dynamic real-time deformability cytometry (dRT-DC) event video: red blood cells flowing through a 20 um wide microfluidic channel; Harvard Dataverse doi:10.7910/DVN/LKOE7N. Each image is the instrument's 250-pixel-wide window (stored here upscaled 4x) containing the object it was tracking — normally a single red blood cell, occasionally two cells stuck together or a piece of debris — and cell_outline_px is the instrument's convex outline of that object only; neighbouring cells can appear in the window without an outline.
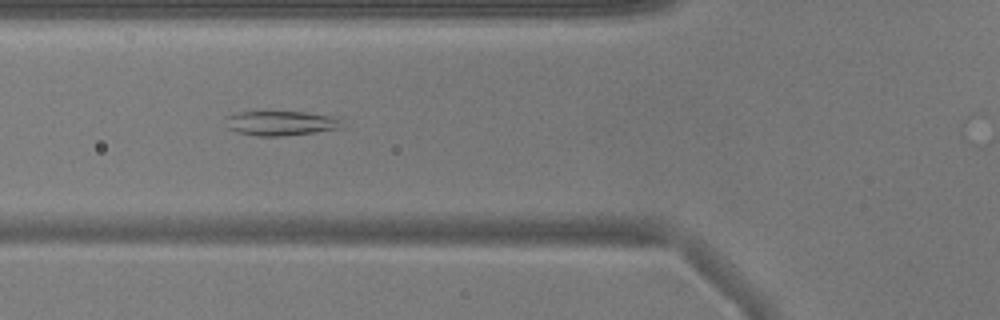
{"species": "common noctule bat (a hibernating species)", "species_latin": "Nyctalus noctula", "temperature_condition": "warm", "stored_images_in_passage": 10, "camera_frame_rate_fps": 3000, "um_per_image_px": 0.085, "animal": {"sex": "male", "body_mass_g": 17.9}, "frame": {"image": 1, "passage_image": 3, "time_ms": 0.667, "image_size_px": [1000, 320], "cell_outline_px": [[340, 128], [316, 132], [280, 136], [256, 136], [236, 132], [228, 128], [228, 116], [236, 112], [304, 112], [340, 116]], "centroid_in_image_um": [23.91, 10.47], "position_along_channel_um": 101.9, "area_um2": 16.59}}